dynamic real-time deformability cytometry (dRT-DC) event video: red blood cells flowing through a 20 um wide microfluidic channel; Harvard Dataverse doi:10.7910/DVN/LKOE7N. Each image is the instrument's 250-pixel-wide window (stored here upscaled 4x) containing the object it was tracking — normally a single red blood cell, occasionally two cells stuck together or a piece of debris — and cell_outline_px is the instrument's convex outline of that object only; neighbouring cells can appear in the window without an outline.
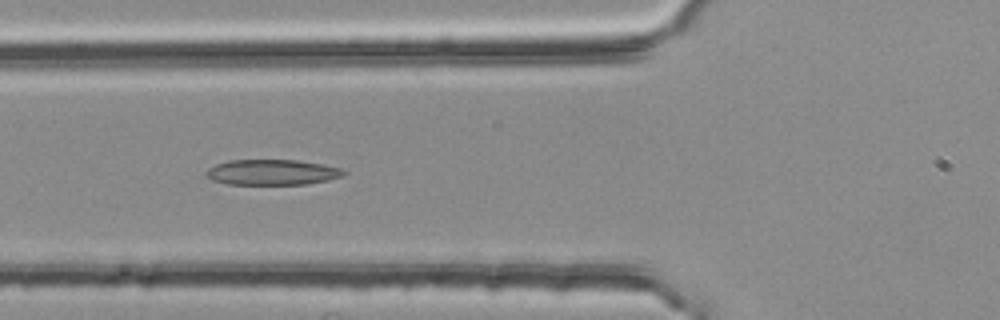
{"species": "common noctule bat (a hibernating species)", "species_latin": "Nyctalus noctula", "temperature_condition": "room temperature", "stored_images_in_passage": 12, "camera_frame_rate_fps": 3000, "um_per_image_px": 0.085, "animal": {"sex": "female", "body_mass_g": 25.1}, "frame": {"image": 1, "passage_image": 4, "time_ms": 1.0, "image_size_px": [1000, 320], "cell_outline_px": [[348, 172], [344, 176], [328, 180], [308, 184], [228, 184], [212, 180], [204, 176], [204, 172], [208, 168], [216, 164], [228, 160], [296, 160], [320, 164], [340, 168]], "centroid_in_image_um": [23.1, 14.64], "position_along_channel_um": 102.7, "area_um2": 20.52}}